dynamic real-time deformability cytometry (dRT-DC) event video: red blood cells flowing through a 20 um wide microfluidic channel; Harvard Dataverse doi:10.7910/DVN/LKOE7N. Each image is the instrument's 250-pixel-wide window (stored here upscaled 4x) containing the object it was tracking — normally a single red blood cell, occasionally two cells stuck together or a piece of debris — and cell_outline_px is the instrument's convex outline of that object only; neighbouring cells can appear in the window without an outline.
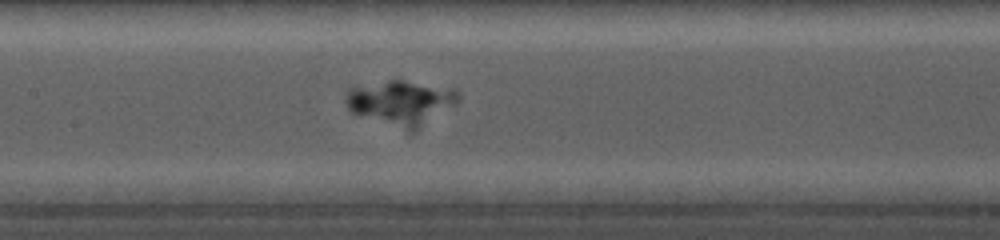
{"species": "common noctule bat (a hibernating species)", "species_latin": "Nyctalus noctula", "temperature_condition": "cold", "stored_images_in_passage": 16, "camera_frame_rate_fps": 5000, "um_per_image_px": 0.085, "animal": {"sex": "female", "body_mass_g": 19.0, "forearm_length_mm": 56.7}, "frame": {"image": 1, "passage_image": 11, "time_ms": 4.8, "image_size_px": [1000, 240], "cell_outline_px": [[460, 100], [456, 104], [416, 132], [408, 132], [352, 112], [348, 108], [348, 88], [388, 80], [400, 80], [456, 88], [460, 92]], "centroid_in_image_um": [34.18, 8.74], "position_along_channel_um": 173.2, "area_um2": 29.42}}
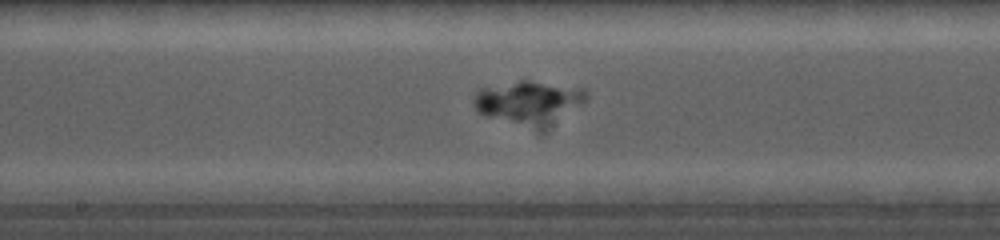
{"frame": {"image": 2, "passage_image": 13, "time_ms": 5.6, "image_size_px": [1000, 240], "cell_outline_px": [[588, 96], [584, 100], [548, 132], [536, 132], [484, 116], [476, 112], [472, 100], [476, 92], [480, 88], [520, 80], [528, 80], [584, 88], [588, 92]], "centroid_in_image_um": [44.94, 8.79], "position_along_channel_um": 203.3, "area_um2": 29.82}}
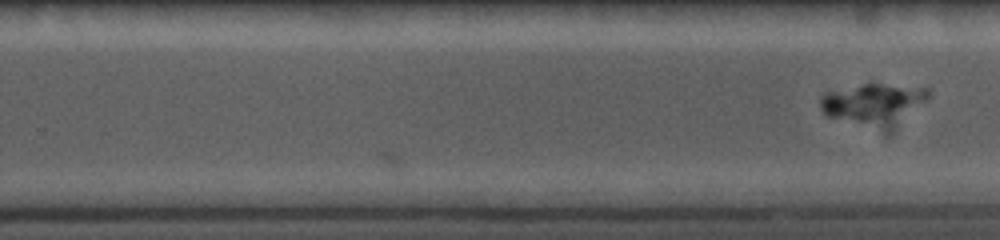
{"frame": {"image": 3, "passage_image": 16, "time_ms": 7.0, "image_size_px": [1000, 240], "cell_outline_px": [[932, 96], [896, 132], [888, 136], [884, 136], [828, 116], [820, 108], [820, 100], [828, 92], [864, 84], [880, 84], [928, 88]], "centroid_in_image_um": [74.4, 9.01], "position_along_channel_um": 255.4, "area_um2": 28.15}}